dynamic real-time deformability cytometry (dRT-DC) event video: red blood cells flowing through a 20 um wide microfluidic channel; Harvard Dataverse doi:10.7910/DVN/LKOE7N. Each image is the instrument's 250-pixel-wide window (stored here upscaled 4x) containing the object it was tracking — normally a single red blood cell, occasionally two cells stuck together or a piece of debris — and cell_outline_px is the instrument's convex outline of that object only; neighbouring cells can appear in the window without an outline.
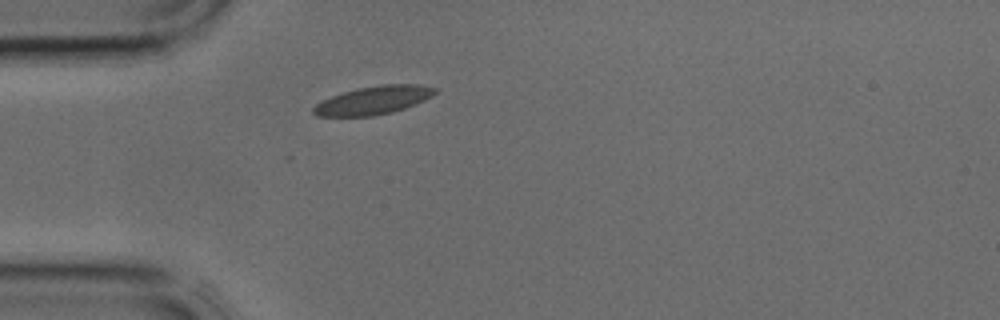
{"species": "common noctule bat (a hibernating species)", "species_latin": "Nyctalus noctula", "temperature_condition": "cold", "stored_images_in_passage": 30, "camera_frame_rate_fps": 3000, "um_per_image_px": 0.085, "animal": {"sex": "male", "body_mass_g": 17.9, "forearm_length_mm": 54.2}, "frame": {"image": 1, "passage_image": 1, "time_ms": 0.0, "image_size_px": [1000, 320], "cell_outline_px": [[440, 88], [432, 96], [416, 104], [392, 112], [372, 116], [316, 116], [312, 112], [312, 108], [316, 104], [332, 96], [344, 92], [360, 88], [380, 84], [420, 84]], "centroid_in_image_um": [31.79, 8.51], "position_along_channel_um": 53.2, "area_um2": 20.0}}
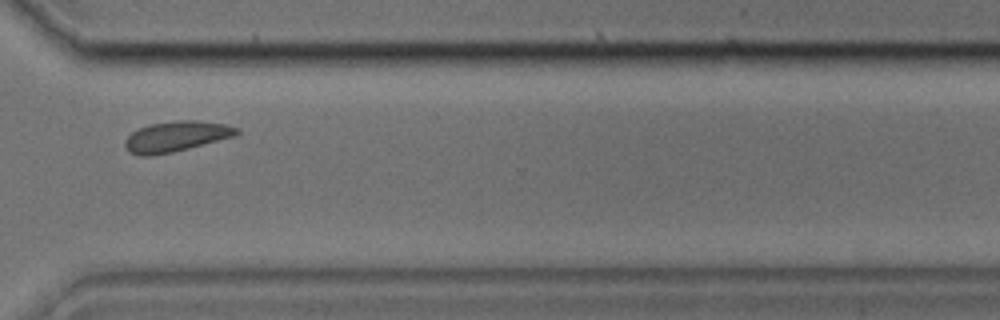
{"frame": {"image": 2, "passage_image": 20, "time_ms": 6.333, "image_size_px": [1000, 320], "cell_outline_px": [[240, 132], [236, 136], [172, 152], [152, 156], [140, 156], [128, 152], [124, 144], [124, 140], [132, 132], [140, 128], [152, 124], [176, 120], [196, 120], [224, 124], [240, 128]], "centroid_in_image_um": [14.97, 11.6], "position_along_channel_um": 355.6, "area_um2": 19.83}}
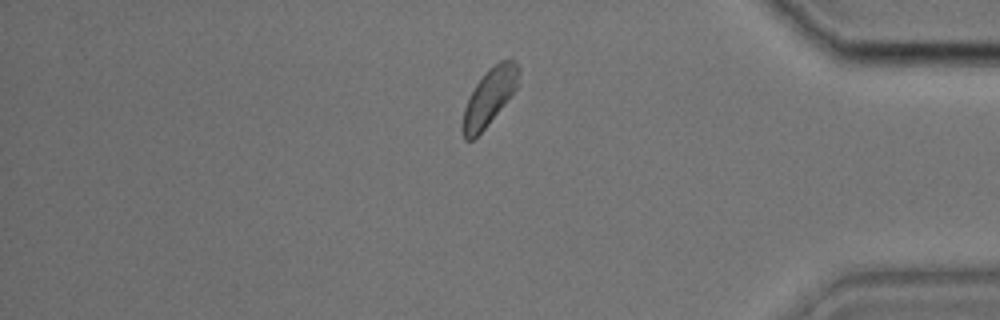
{"frame": {"image": 3, "passage_image": 24, "time_ms": 7.667, "image_size_px": [1000, 320], "cell_outline_px": [[520, 84], [488, 124], [472, 140], [464, 140], [460, 128], [464, 108], [476, 84], [488, 68], [500, 60], [512, 56], [516, 60], [520, 68]], "centroid_in_image_um": [41.63, 8.18], "position_along_channel_um": 393.6, "area_um2": 18.84}}